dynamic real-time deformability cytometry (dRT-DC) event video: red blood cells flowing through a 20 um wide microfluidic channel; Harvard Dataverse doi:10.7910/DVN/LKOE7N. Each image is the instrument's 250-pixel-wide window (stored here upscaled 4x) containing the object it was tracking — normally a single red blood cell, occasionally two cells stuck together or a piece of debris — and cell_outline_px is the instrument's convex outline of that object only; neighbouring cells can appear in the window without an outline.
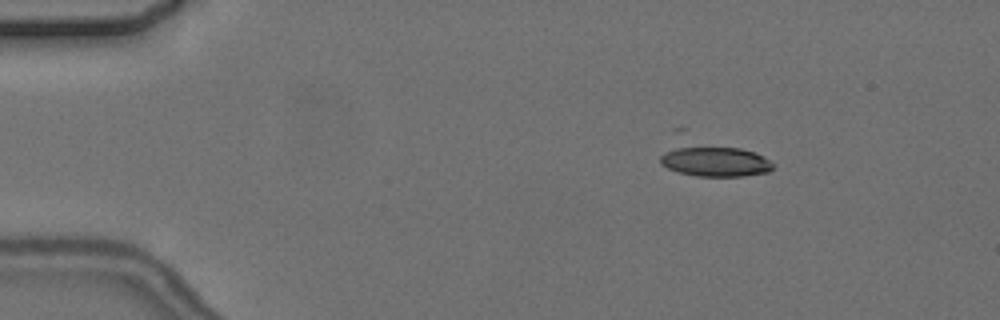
{"species": "common noctule bat (a hibernating species)", "species_latin": "Nyctalus noctula", "temperature_condition": "cold", "stored_images_in_passage": 7, "camera_frame_rate_fps": 3000, "um_per_image_px": 0.085, "animal": {"sex": "female", "body_mass_g": 24.6, "forearm_length_mm": 56.2}, "frame": {"image": 1, "passage_image": 3, "time_ms": 2.333, "image_size_px": [1000, 320], "cell_outline_px": [[772, 168], [768, 172], [744, 176], [696, 176], [680, 172], [668, 168], [660, 164], [660, 156], [664, 152], [684, 144], [740, 148], [756, 152], [764, 156], [772, 164]], "centroid_in_image_um": [60.76, 13.69], "position_along_channel_um": 24.2, "area_um2": 20.17}}
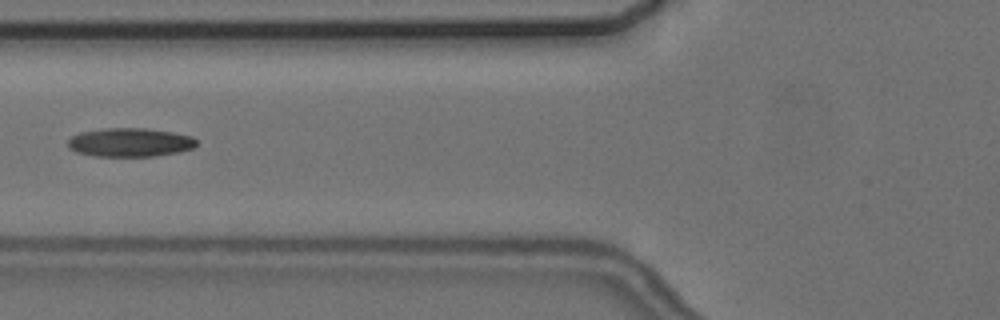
{"frame": {"image": 2, "passage_image": 7, "time_ms": 7.0, "image_size_px": [1000, 320], "cell_outline_px": [[196, 144], [192, 148], [176, 152], [156, 156], [96, 156], [76, 152], [68, 148], [68, 140], [72, 136], [80, 132], [104, 128], [144, 128], [172, 132], [192, 136], [196, 140]], "centroid_in_image_um": [11.01, 12.1], "position_along_channel_um": 114.8, "area_um2": 21.44}}